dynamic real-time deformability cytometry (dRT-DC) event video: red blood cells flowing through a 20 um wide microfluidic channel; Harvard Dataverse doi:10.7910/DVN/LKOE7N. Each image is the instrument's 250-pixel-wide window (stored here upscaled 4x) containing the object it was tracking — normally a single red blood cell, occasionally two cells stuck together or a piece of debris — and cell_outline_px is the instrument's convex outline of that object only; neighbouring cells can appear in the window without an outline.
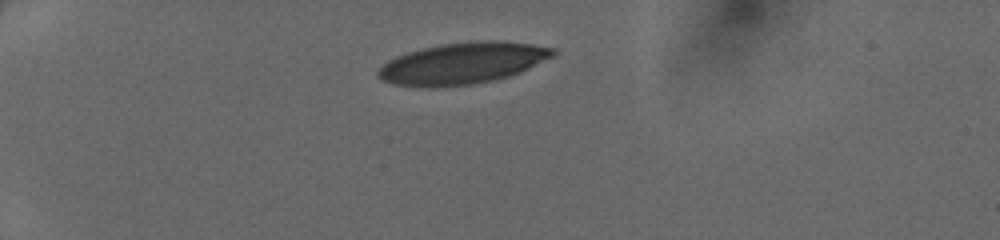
{"species": "human", "species_latin": "Homo sapiens", "temperature_condition": "cold", "stored_images_in_passage": 36, "camera_frame_rate_fps": 3000, "um_per_image_px": 0.085, "donor": {"sex": "female"}, "frame": {"image": 1, "passage_image": 1, "time_ms": 0.0, "image_size_px": [1000, 240], "cell_outline_px": [[556, 56], [520, 72], [508, 76], [492, 80], [472, 84], [424, 88], [392, 84], [380, 80], [376, 76], [376, 72], [388, 60], [396, 56], [420, 48], [440, 44], [476, 40], [496, 40], [532, 44], [556, 48]], "centroid_in_image_um": [39.31, 5.37], "position_along_channel_um": 45.7, "area_um2": 42.66}}
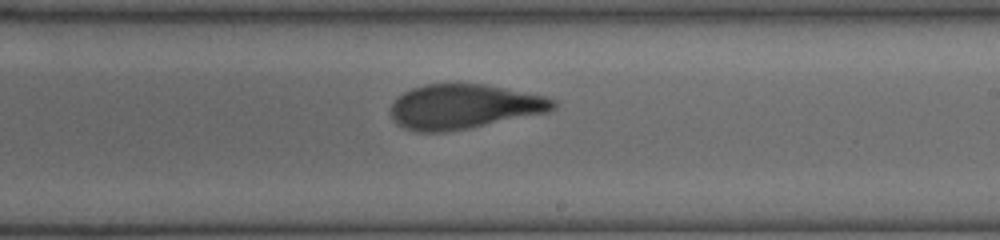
{"frame": {"image": 2, "passage_image": 19, "time_ms": 6.0, "image_size_px": [1000, 240], "cell_outline_px": [[556, 108], [548, 112], [468, 128], [444, 132], [416, 132], [404, 128], [396, 124], [388, 112], [396, 96], [412, 88], [424, 84], [484, 84], [544, 96], [556, 100]], "centroid_in_image_um": [39.37, 9.06], "position_along_channel_um": 249.6, "area_um2": 42.31}}
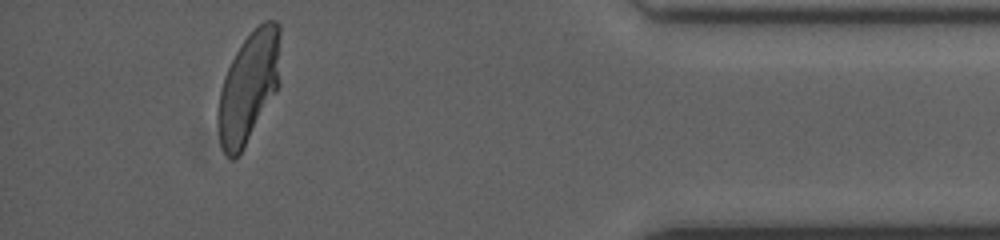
{"frame": {"image": 3, "passage_image": 33, "time_ms": 10.667, "image_size_px": [1000, 240], "cell_outline_px": [[280, 84], [276, 92], [244, 148], [236, 156], [228, 156], [224, 152], [220, 144], [216, 120], [216, 112], [220, 92], [224, 76], [240, 44], [264, 20], [276, 20], [280, 24]], "centroid_in_image_um": [21.15, 7.38], "position_along_channel_um": 414.1, "area_um2": 40.4}}